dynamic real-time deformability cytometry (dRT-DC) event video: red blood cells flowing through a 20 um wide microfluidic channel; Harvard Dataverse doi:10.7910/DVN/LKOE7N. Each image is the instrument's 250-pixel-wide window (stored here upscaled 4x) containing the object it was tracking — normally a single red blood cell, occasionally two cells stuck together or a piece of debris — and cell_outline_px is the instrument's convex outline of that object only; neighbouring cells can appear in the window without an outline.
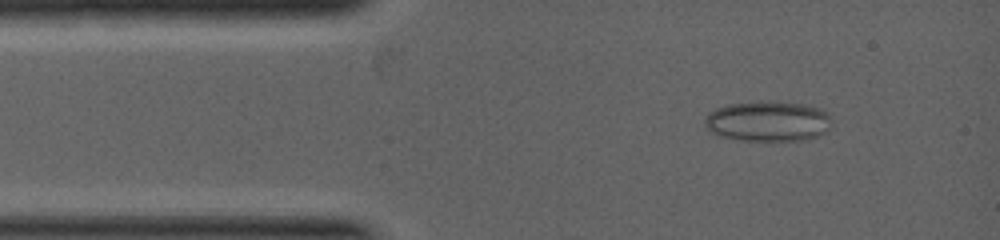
{"species": "common noctule bat (a hibernating species)", "species_latin": "Nyctalus noctula", "temperature_condition": "warm", "stored_images_in_passage": 2, "camera_frame_rate_fps": 5000, "um_per_image_px": 0.085, "animal": {"sex": "female", "body_mass_g": 19.0, "forearm_length_mm": 53.3}, "frame": {"image": 1, "passage_image": 1, "time_ms": 0.0, "image_size_px": [1000, 240], "cell_outline_px": [[832, 120], [828, 128], [824, 132], [816, 136], [804, 140], [736, 140], [716, 136], [704, 124], [704, 120], [708, 112], [716, 108], [728, 104], [768, 100], [804, 104], [820, 108], [828, 112]], "centroid_in_image_um": [65.25, 10.29], "position_along_channel_um": 19.8, "area_um2": 30.17}}